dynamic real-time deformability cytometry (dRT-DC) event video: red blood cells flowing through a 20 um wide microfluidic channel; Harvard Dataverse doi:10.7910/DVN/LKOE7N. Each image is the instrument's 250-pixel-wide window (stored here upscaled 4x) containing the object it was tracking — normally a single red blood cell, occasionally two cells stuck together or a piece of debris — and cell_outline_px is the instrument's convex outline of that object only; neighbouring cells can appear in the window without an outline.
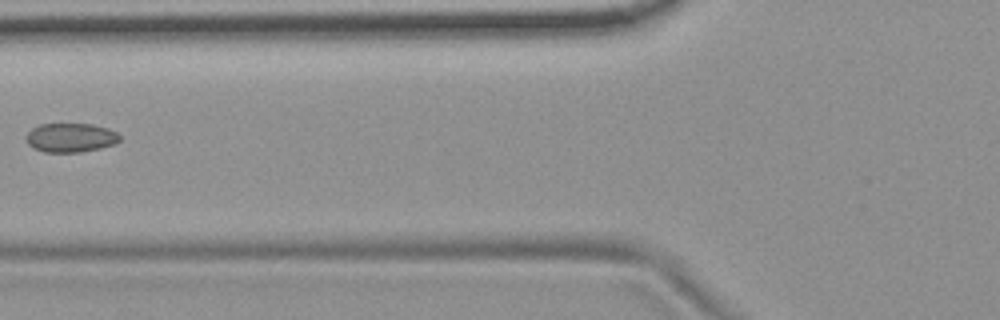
{"species": "common noctule bat (a hibernating species)", "species_latin": "Nyctalus noctula", "temperature_condition": "room temperature", "stored_images_in_passage": 3, "camera_frame_rate_fps": 3000, "um_per_image_px": 0.085, "animal": {"sex": "female", "body_mass_g": 19.9}, "frame": {"image": 1, "passage_image": 2, "time_ms": 0.333, "image_size_px": [1000, 320], "cell_outline_px": [[120, 140], [116, 144], [100, 148], [80, 152], [44, 152], [28, 144], [28, 132], [32, 128], [40, 124], [92, 124], [108, 128], [116, 132], [120, 136]], "centroid_in_image_um": [6.05, 11.7], "position_along_channel_um": 119.7, "area_um2": 15.72}}
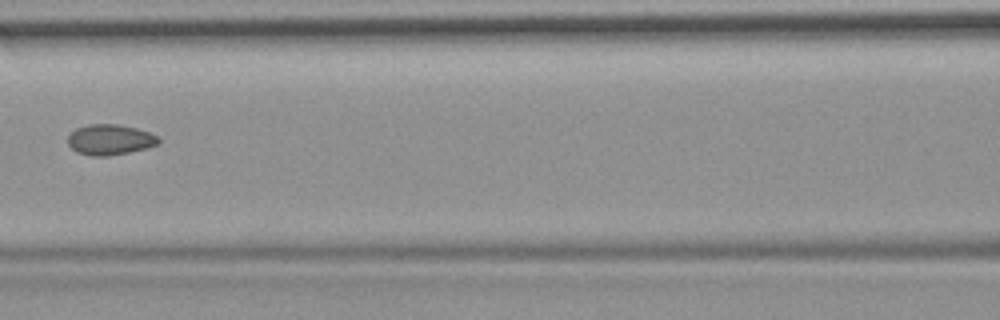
{"frame": {"image": 2, "passage_image": 3, "time_ms": 0.667, "image_size_px": [1000, 320], "cell_outline_px": [[160, 140], [156, 144], [144, 148], [128, 152], [108, 156], [92, 156], [76, 152], [68, 144], [68, 136], [76, 128], [88, 124], [116, 124], [136, 128], [148, 132], [156, 136]], "centroid_in_image_um": [9.3, 11.87], "position_along_channel_um": 157.3, "area_um2": 15.9}}